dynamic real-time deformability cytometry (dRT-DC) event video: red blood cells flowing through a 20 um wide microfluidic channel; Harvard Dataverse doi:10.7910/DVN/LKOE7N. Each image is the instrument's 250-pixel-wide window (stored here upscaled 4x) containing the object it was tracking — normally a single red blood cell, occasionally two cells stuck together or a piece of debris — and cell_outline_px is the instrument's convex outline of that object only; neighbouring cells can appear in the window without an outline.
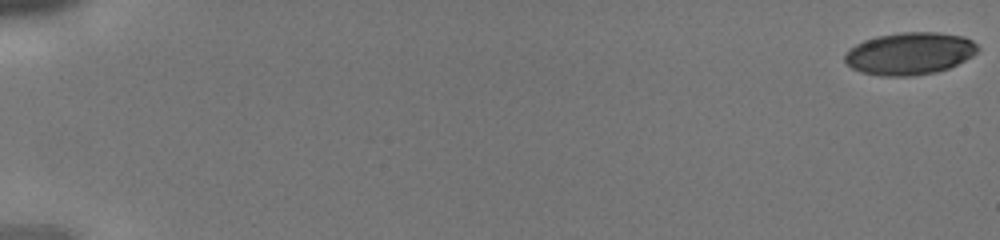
{"species": "human", "species_latin": "Homo sapiens", "temperature_condition": "cold", "stored_images_in_passage": 43, "camera_frame_rate_fps": 3000, "um_per_image_px": 0.085, "donor": {"sex": "male"}, "frame": {"image": 1, "passage_image": 1, "time_ms": 0.0, "image_size_px": [1000, 240], "cell_outline_px": [[980, 48], [972, 56], [948, 68], [936, 72], [912, 76], [880, 76], [860, 72], [852, 68], [844, 60], [844, 56], [856, 44], [864, 40], [876, 36], [900, 32], [936, 32], [964, 36], [972, 40]], "centroid_in_image_um": [77.32, 4.55], "position_along_channel_um": 7.7, "area_um2": 32.77}}
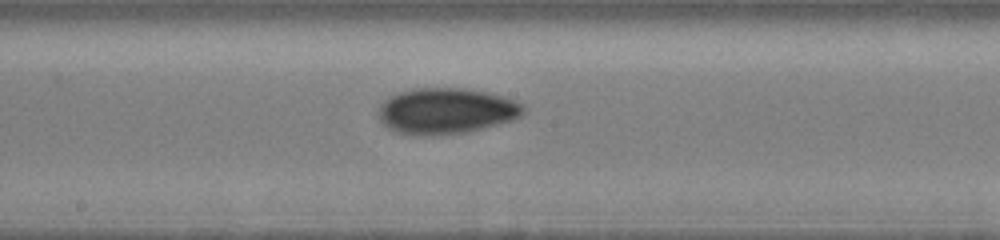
{"frame": {"image": 2, "passage_image": 25, "time_ms": 8.0, "image_size_px": [1000, 240], "cell_outline_px": [[524, 112], [520, 116], [512, 120], [468, 132], [432, 136], [396, 132], [388, 128], [380, 120], [376, 112], [380, 104], [384, 100], [400, 92], [412, 88], [464, 88], [488, 92], [504, 96], [516, 100], [524, 104]], "centroid_in_image_um": [37.93, 9.42], "position_along_channel_um": 210.3, "area_um2": 39.02}}
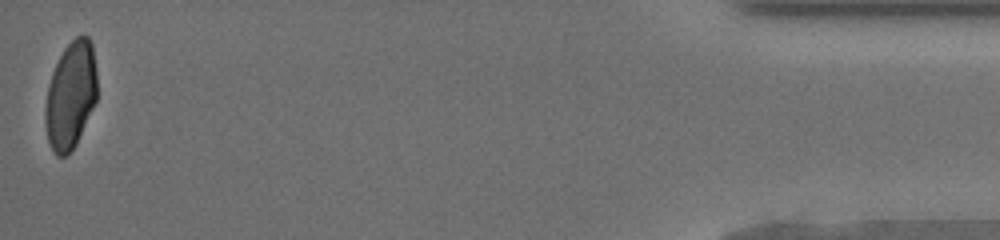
{"frame": {"image": 3, "passage_image": 43, "time_ms": 14.0, "image_size_px": [1000, 240], "cell_outline_px": [[96, 100], [76, 144], [64, 156], [56, 156], [48, 140], [44, 124], [44, 112], [48, 84], [52, 72], [64, 48], [76, 36], [88, 36], [92, 44], [96, 72]], "centroid_in_image_um": [5.99, 8.09], "position_along_channel_um": 429.2, "area_um2": 32.14}}